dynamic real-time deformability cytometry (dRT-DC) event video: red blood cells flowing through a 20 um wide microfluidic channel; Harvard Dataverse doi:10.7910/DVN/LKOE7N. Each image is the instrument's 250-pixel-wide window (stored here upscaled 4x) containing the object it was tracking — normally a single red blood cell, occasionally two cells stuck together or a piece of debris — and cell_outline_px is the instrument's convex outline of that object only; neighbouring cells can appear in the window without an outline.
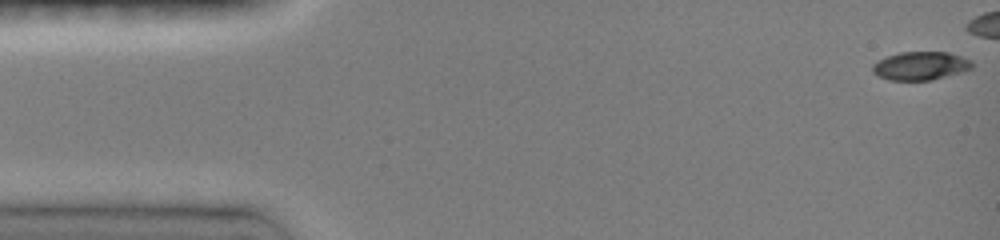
{"species": "common noctule bat (a hibernating species)", "species_latin": "Nyctalus noctula", "temperature_condition": "room temperature", "stored_images_in_passage": 19, "camera_frame_rate_fps": 3000, "um_per_image_px": 0.085, "animal": {"sex": "female", "body_mass_g": 19.0, "forearm_length_mm": 51.5}, "frame": {"image": 1, "passage_image": 1, "time_ms": 0.0, "image_size_px": [1000, 240], "cell_outline_px": [[972, 68], [960, 72], [932, 80], [888, 80], [876, 76], [872, 72], [872, 64], [888, 56], [900, 52], [948, 52], [972, 60]], "centroid_in_image_um": [78.22, 5.6], "position_along_channel_um": 6.8, "area_um2": 16.42}}